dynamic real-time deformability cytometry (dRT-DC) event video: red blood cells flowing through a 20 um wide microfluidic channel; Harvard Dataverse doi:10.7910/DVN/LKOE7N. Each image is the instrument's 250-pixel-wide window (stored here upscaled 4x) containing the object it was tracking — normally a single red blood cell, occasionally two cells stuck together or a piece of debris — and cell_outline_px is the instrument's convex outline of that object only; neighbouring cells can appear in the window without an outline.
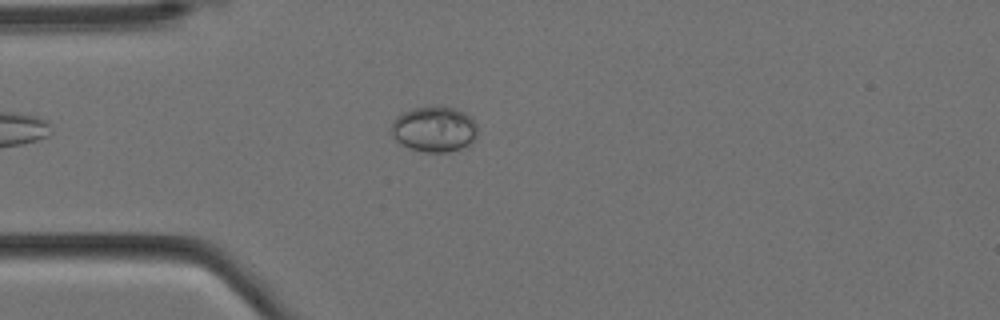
{"species": "Egyptian fruit bat (a non-hibernating species)", "species_latin": "Rousettus aegyptiacus", "temperature_condition": "cold", "stored_images_in_passage": 8, "camera_frame_rate_fps": 3000, "um_per_image_px": 0.085, "animal": {"sex": "female"}, "frame": {"image": 1, "passage_image": 3, "time_ms": 0.667, "image_size_px": [1000, 320], "cell_outline_px": [[476, 140], [460, 148], [448, 152], [424, 152], [400, 144], [392, 136], [392, 120], [396, 116], [412, 108], [432, 104], [456, 108], [464, 112], [476, 124]], "centroid_in_image_um": [36.89, 10.94], "position_along_channel_um": 48.1, "area_um2": 23.12}}
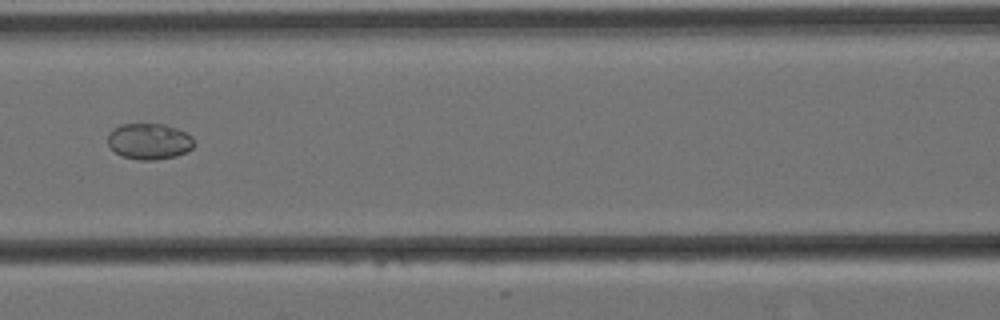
{"frame": {"image": 2, "passage_image": 6, "time_ms": 1.667, "image_size_px": [1000, 320], "cell_outline_px": [[196, 144], [192, 148], [176, 156], [156, 160], [140, 160], [120, 156], [108, 144], [108, 136], [120, 124], [164, 124], [176, 128], [192, 136]], "centroid_in_image_um": [12.71, 12.02], "position_along_channel_um": 153.9, "area_um2": 18.03}}
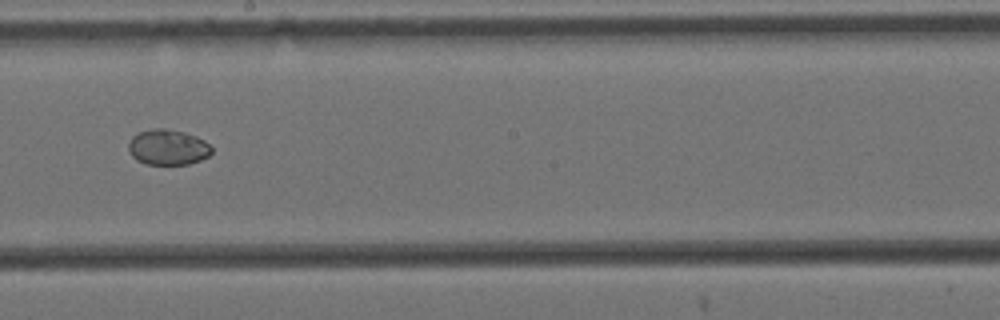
{"frame": {"image": 3, "passage_image": 8, "time_ms": 2.333, "image_size_px": [1000, 320], "cell_outline_px": [[212, 152], [208, 156], [200, 160], [188, 164], [148, 164], [136, 160], [132, 156], [128, 148], [128, 144], [132, 136], [140, 132], [152, 128], [164, 128], [184, 132], [196, 136], [204, 140], [212, 148]], "centroid_in_image_um": [14.26, 12.51], "position_along_channel_um": 233.9, "area_um2": 17.17}}